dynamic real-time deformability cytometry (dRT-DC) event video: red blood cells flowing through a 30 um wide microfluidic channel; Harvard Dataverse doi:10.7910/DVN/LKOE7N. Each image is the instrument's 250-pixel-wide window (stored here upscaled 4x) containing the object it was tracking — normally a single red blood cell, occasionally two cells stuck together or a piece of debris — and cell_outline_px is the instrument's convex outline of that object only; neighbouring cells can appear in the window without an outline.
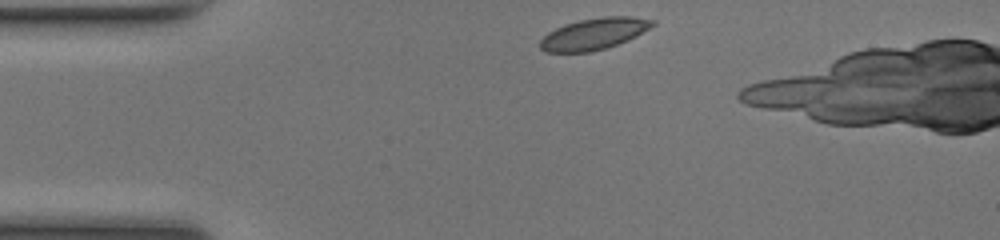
{"species": "common noctule bat (a hibernating species)", "species_latin": "Nyctalus noctula", "temperature_condition": "room temperature", "stored_images_in_passage": 34, "camera_frame_rate_fps": 3000, "um_per_image_px": 0.085, "animal": {"sex": "female", "body_mass_g": 17.0, "forearm_length_mm": 48.0}, "frame": {"image": 1, "passage_image": 1, "time_ms": 0.0, "image_size_px": [1000, 240], "cell_outline_px": [[656, 24], [636, 36], [628, 40], [592, 52], [544, 52], [540, 48], [540, 40], [548, 32], [564, 24], [580, 20], [600, 16], [632, 16], [656, 20]], "centroid_in_image_um": [50.5, 2.86], "position_along_channel_um": 34.5, "area_um2": 20.69}}
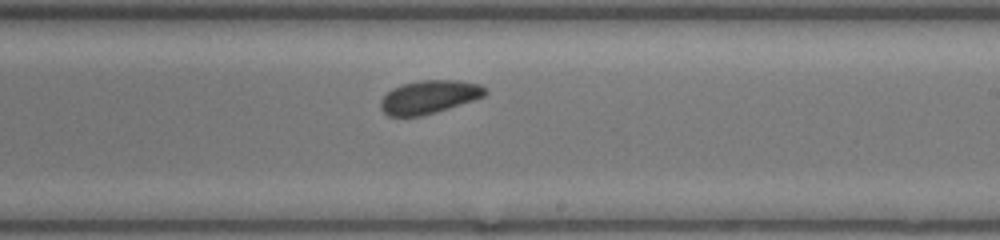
{"frame": {"image": 2, "passage_image": 20, "time_ms": 6.333, "image_size_px": [1000, 240], "cell_outline_px": [[488, 92], [484, 96], [448, 108], [420, 116], [388, 116], [380, 108], [380, 100], [392, 88], [400, 84], [420, 80], [456, 80], [480, 84], [488, 88]], "centroid_in_image_um": [36.47, 8.22], "position_along_channel_um": 252.5, "area_um2": 20.23}}
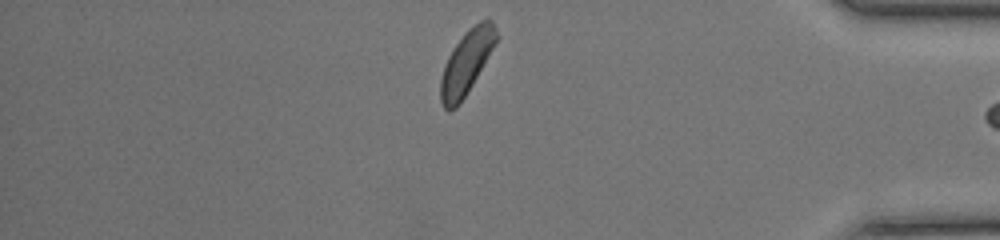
{"frame": {"image": 3, "passage_image": 33, "time_ms": 10.667, "image_size_px": [1000, 240], "cell_outline_px": [[500, 36], [472, 84], [456, 108], [448, 112], [444, 108], [440, 100], [440, 80], [444, 64], [452, 48], [464, 32], [468, 28], [480, 20], [488, 16], [492, 20]], "centroid_in_image_um": [39.66, 5.25], "position_along_channel_um": 395.5, "area_um2": 20.87}}